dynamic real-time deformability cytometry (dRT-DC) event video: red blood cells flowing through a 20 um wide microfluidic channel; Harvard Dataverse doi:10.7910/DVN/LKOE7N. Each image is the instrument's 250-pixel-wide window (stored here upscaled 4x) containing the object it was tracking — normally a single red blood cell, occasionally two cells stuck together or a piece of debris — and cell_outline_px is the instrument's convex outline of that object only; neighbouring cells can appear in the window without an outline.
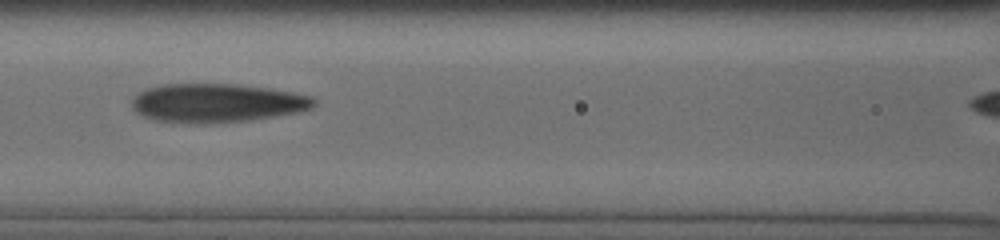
{"species": "human", "species_latin": "Homo sapiens", "temperature_condition": "cold", "stored_images_in_passage": 6, "segment_of_instrument_passage": [1, 2], "camera_frame_rate_fps": 3000, "um_per_image_px": 0.085, "donor": {"sex": "male"}, "frame": {"image": 1, "passage_image": 4, "time_ms": 2.0, "image_size_px": [1000, 240], "cell_outline_px": [[316, 104], [312, 108], [296, 112], [248, 120], [156, 120], [144, 116], [136, 112], [132, 108], [132, 100], [140, 92], [148, 88], [164, 84], [240, 84], [268, 88], [292, 92], [312, 96], [316, 100]], "centroid_in_image_um": [18.49, 8.69], "position_along_channel_um": 148.1, "area_um2": 39.54}}